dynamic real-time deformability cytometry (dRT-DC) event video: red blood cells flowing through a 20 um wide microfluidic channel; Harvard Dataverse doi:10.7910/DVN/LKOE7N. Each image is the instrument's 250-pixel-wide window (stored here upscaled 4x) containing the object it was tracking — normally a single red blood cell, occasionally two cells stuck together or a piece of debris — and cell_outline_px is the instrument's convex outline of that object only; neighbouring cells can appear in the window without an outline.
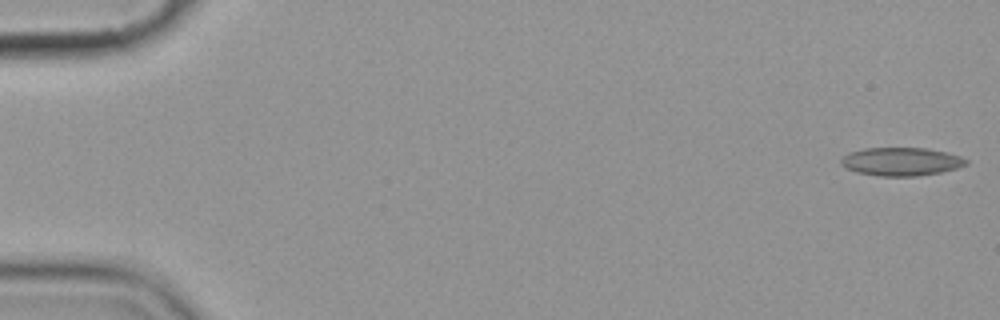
{"species": "common noctule bat (a hibernating species)", "species_latin": "Nyctalus noctula", "temperature_condition": "cold", "stored_images_in_passage": 5, "camera_frame_rate_fps": 3000, "um_per_image_px": 0.085, "animal": {"sex": "female", "body_mass_g": 19.9}, "frame": {"image": 1, "passage_image": 1, "time_ms": 0.0, "image_size_px": [1000, 320], "cell_outline_px": [[968, 164], [956, 168], [940, 172], [916, 176], [880, 176], [856, 172], [844, 168], [840, 164], [840, 160], [848, 152], [864, 148], [928, 148], [948, 152], [960, 156], [968, 160]], "centroid_in_image_um": [76.58, 13.73], "position_along_channel_um": 8.4, "area_um2": 20.75}}
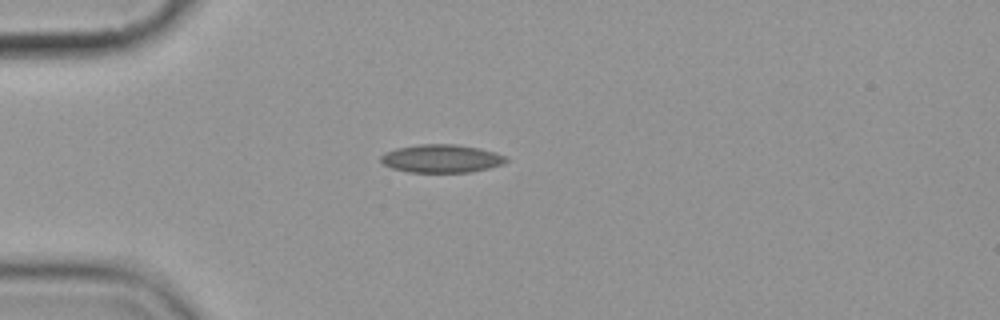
{"frame": {"image": 2, "passage_image": 5, "time_ms": 4.667, "image_size_px": [1000, 320], "cell_outline_px": [[508, 160], [504, 164], [472, 172], [408, 172], [392, 168], [384, 164], [380, 160], [380, 156], [384, 152], [396, 148], [420, 144], [456, 144], [480, 148], [496, 152], [508, 156]], "centroid_in_image_um": [37.55, 13.47], "position_along_channel_um": 47.5, "area_um2": 20.75}}